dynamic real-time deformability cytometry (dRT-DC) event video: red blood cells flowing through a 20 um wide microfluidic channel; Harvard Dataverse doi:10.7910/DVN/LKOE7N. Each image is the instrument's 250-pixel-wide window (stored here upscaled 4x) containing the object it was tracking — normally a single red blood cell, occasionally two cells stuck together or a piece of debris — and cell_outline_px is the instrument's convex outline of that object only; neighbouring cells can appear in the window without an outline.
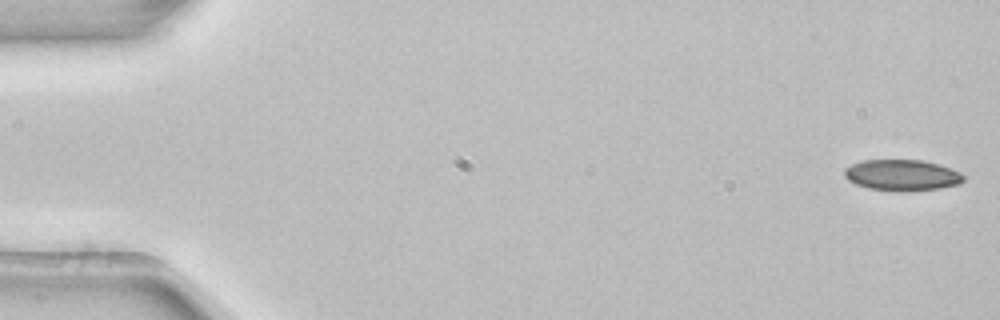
{"species": "common noctule bat (a hibernating species)", "species_latin": "Nyctalus noctula", "temperature_condition": "room temperature", "stored_images_in_passage": 15, "camera_frame_rate_fps": 3000, "um_per_image_px": 0.085, "animal": {"sex": "female", "body_mass_g": 22.7, "forearm_length_mm": 54.2}, "frame": {"image": 1, "passage_image": 1, "time_ms": 0.0, "image_size_px": [1000, 320], "cell_outline_px": [[964, 180], [960, 184], [940, 188], [900, 192], [868, 188], [856, 184], [848, 180], [844, 176], [844, 168], [852, 164], [864, 160], [924, 160], [960, 172], [964, 176]], "centroid_in_image_um": [76.65, 14.89], "position_along_channel_um": 8.3, "area_um2": 21.56}}
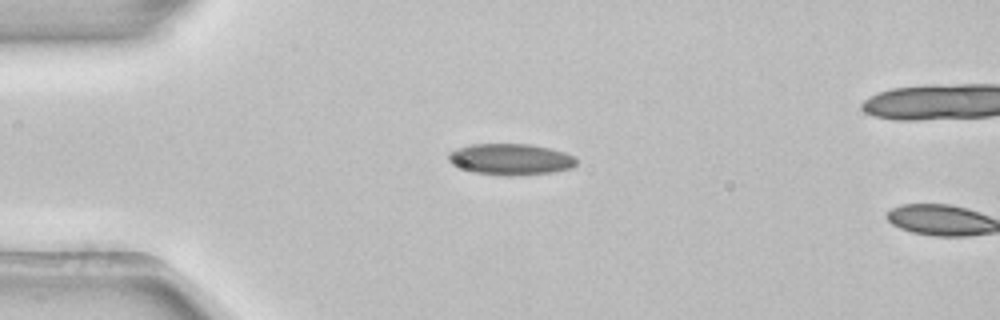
{"frame": {"image": 2, "passage_image": 13, "time_ms": 4.0, "image_size_px": [1000, 320], "cell_outline_px": [[576, 164], [572, 168], [552, 172], [512, 176], [508, 176], [476, 172], [452, 164], [448, 160], [448, 152], [456, 148], [472, 144], [532, 144], [564, 152], [576, 156]], "centroid_in_image_um": [43.42, 13.53], "position_along_channel_um": 41.6, "area_um2": 23.24}}